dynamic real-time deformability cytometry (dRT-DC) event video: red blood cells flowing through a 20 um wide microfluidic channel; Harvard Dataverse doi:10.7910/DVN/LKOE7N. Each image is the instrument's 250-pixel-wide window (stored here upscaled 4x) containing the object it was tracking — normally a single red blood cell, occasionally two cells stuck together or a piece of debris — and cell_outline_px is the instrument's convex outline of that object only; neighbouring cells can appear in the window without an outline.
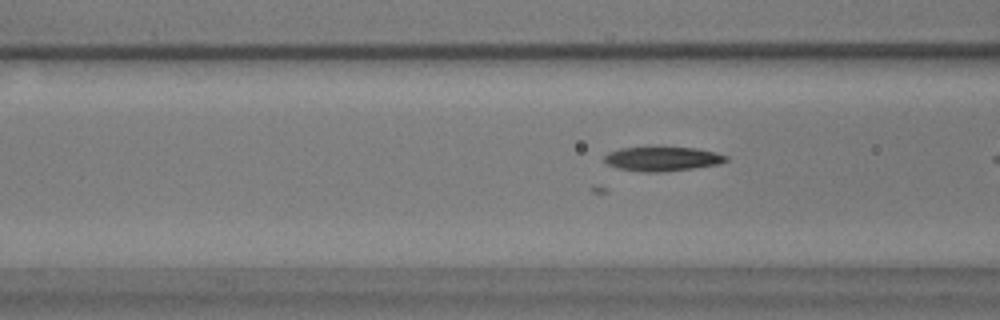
{"species": "common noctule bat (a hibernating species)", "species_latin": "Nyctalus noctula", "temperature_condition": "warm", "stored_images_in_passage": 8, "camera_frame_rate_fps": 3000, "um_per_image_px": 0.085, "animal": {"sex": "male", "body_mass_g": 17.9}, "frame": {"image": 1, "passage_image": 6, "time_ms": 1.667, "image_size_px": [1000, 320], "cell_outline_px": [[728, 160], [720, 164], [692, 168], [660, 172], [648, 172], [620, 168], [608, 164], [604, 160], [604, 156], [608, 152], [620, 148], [696, 148], [728, 156]], "centroid_in_image_um": [56.31, 13.51], "position_along_channel_um": 110.3, "area_um2": 16.76}}